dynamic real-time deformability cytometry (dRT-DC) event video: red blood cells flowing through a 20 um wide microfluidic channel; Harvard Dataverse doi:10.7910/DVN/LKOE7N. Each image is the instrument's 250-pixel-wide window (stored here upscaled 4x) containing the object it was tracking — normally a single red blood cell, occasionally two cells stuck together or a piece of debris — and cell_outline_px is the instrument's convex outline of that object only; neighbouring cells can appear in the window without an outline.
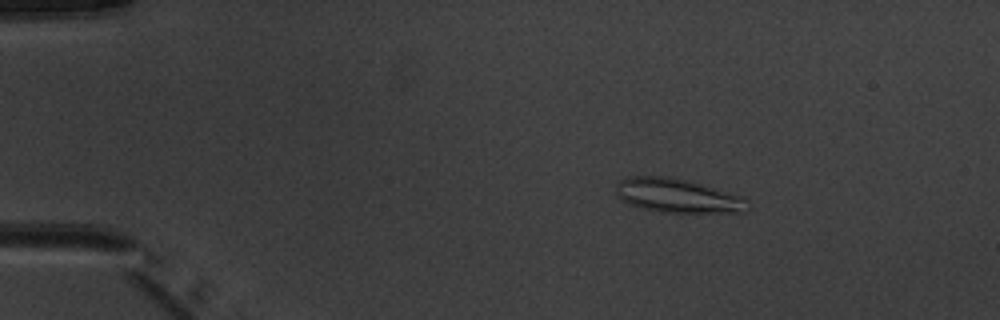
{"species": "common noctule bat (a hibernating species)", "species_latin": "Nyctalus noctula", "temperature_condition": "warm", "stored_images_in_passage": 5, "camera_frame_rate_fps": 3000, "um_per_image_px": 0.085, "animal": {"sex": "male", "body_mass_g": 20.1, "forearm_length_mm": 53.5}, "frame": {"image": 1, "passage_image": 3, "time_ms": 2.333, "image_size_px": [1000, 320], "cell_outline_px": [[748, 208], [744, 212], [660, 212], [640, 208], [628, 204], [616, 196], [616, 188], [620, 180], [628, 176], [668, 176], [688, 180], [744, 196], [748, 200]], "centroid_in_image_um": [57.58, 16.63], "position_along_channel_um": 27.4, "area_um2": 26.3}}